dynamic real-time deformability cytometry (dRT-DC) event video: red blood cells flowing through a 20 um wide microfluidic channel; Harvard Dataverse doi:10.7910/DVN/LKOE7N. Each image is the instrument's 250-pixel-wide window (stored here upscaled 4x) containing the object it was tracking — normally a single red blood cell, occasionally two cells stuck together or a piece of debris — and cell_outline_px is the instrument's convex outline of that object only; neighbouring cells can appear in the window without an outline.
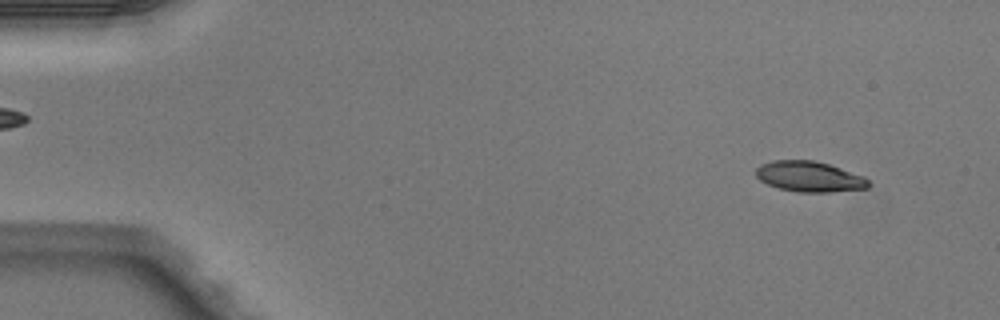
{"species": "Egyptian fruit bat (a non-hibernating species)", "species_latin": "Rousettus aegyptiacus", "temperature_condition": "warm", "stored_images_in_passage": 16, "camera_frame_rate_fps": 3000, "um_per_image_px": 0.085, "animal": {"sex": "male"}, "frame": {"image": 1, "passage_image": 4, "time_ms": 1.0, "image_size_px": [1000, 320], "cell_outline_px": [[872, 184], [868, 188], [828, 192], [800, 192], [780, 188], [768, 184], [760, 180], [756, 176], [756, 168], [760, 164], [772, 160], [812, 160], [828, 164], [864, 176]], "centroid_in_image_um": [68.8, 15.0], "position_along_channel_um": 16.2, "area_um2": 19.94}}
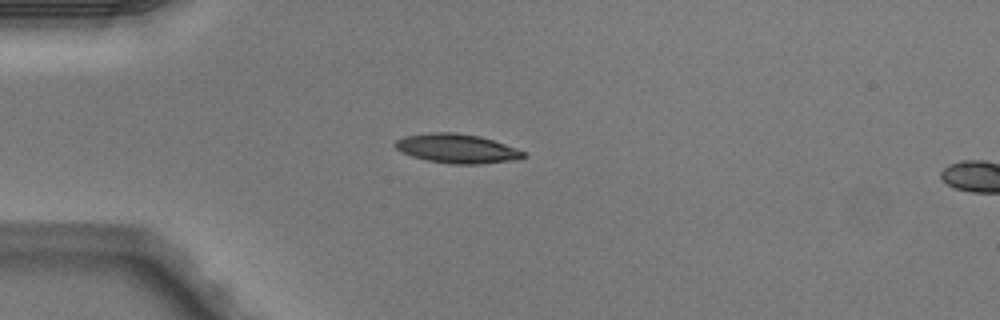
{"frame": {"image": 2, "passage_image": 13, "time_ms": 4.0, "image_size_px": [1000, 320], "cell_outline_px": [[524, 156], [520, 160], [476, 164], [452, 164], [428, 160], [412, 156], [396, 148], [392, 144], [396, 140], [404, 136], [428, 132], [456, 132], [480, 136], [504, 144], [524, 152]], "centroid_in_image_um": [38.82, 12.62], "position_along_channel_um": 46.2, "area_um2": 21.73}}